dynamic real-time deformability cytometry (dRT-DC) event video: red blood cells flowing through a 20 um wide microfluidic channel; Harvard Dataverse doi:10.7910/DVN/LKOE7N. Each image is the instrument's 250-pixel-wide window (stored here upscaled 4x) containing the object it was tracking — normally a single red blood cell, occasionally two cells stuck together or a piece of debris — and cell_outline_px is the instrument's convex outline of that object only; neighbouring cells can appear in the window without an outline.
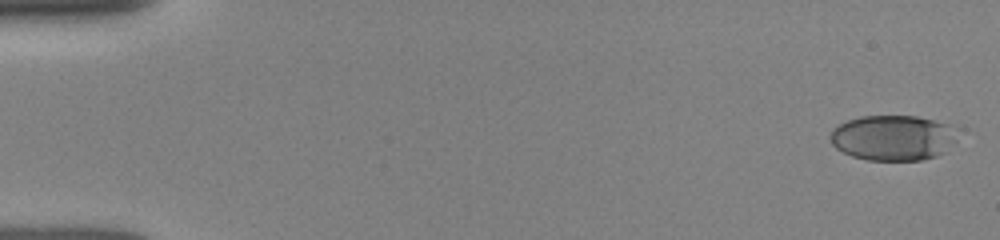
{"species": "human", "species_latin": "Homo sapiens", "temperature_condition": "room temperature", "stored_images_in_passage": 12, "camera_frame_rate_fps": 3000, "um_per_image_px": 0.085, "donor": {"sex": "female"}, "frame": {"image": 1, "passage_image": 1, "time_ms": 0.0, "image_size_px": [1000, 240], "cell_outline_px": [[956, 140], [936, 156], [920, 160], [868, 160], [852, 156], [836, 148], [832, 144], [828, 136], [832, 128], [848, 120], [860, 116], [916, 116], [948, 124]], "centroid_in_image_um": [75.8, 11.71], "position_along_channel_um": 9.2, "area_um2": 33.18}}
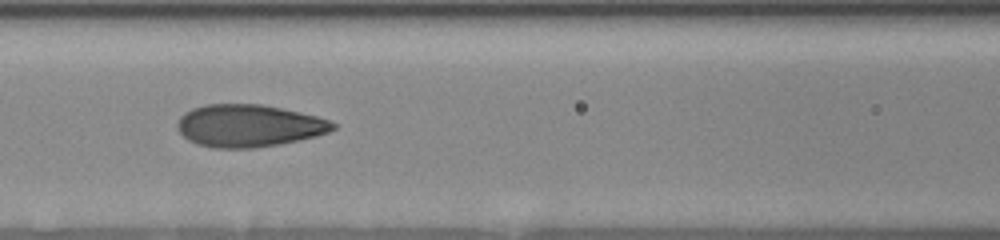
{"frame": {"image": 2, "passage_image": 9, "time_ms": 7.0, "image_size_px": [1000, 240], "cell_outline_px": [[336, 128], [328, 132], [316, 136], [280, 144], [252, 148], [212, 148], [196, 144], [188, 140], [176, 128], [176, 124], [180, 116], [184, 112], [192, 108], [204, 104], [260, 104], [300, 112], [316, 116], [328, 120], [336, 124]], "centroid_in_image_um": [21.1, 10.69], "position_along_channel_um": 145.5, "area_um2": 38.49}}
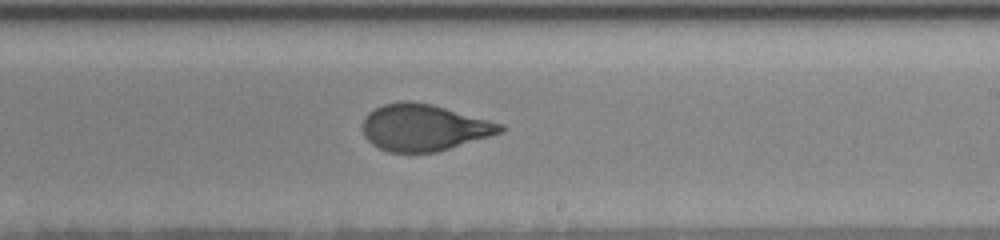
{"frame": {"image": 3, "passage_image": 12, "time_ms": 9.667, "image_size_px": [1000, 240], "cell_outline_px": [[508, 128], [504, 132], [436, 152], [388, 152], [372, 144], [364, 136], [364, 120], [368, 112], [384, 104], [400, 100], [408, 100], [432, 104], [504, 124]], "centroid_in_image_um": [36.07, 10.83], "position_along_channel_um": 252.9, "area_um2": 37.4}}